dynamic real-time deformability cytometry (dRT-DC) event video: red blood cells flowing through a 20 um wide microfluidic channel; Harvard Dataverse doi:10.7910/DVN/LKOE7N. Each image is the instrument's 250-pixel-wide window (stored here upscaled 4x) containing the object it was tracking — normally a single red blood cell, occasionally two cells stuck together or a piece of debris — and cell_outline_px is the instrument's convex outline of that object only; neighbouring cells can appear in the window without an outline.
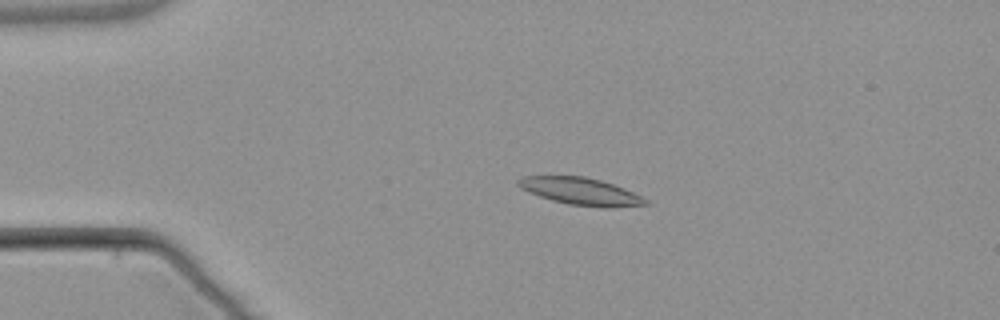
{"species": "common noctule bat (a hibernating species)", "species_latin": "Nyctalus noctula", "temperature_condition": "warm", "stored_images_in_passage": 4, "camera_frame_rate_fps": 3000, "um_per_image_px": 0.085, "animal": {"sex": "male", "body_mass_g": 21.5, "forearm_length_mm": 52.0}, "frame": {"image": 1, "passage_image": 3, "time_ms": 2.333, "image_size_px": [1000, 320], "cell_outline_px": [[652, 204], [612, 208], [604, 208], [568, 204], [552, 200], [528, 192], [520, 188], [516, 184], [516, 180], [524, 176], [584, 176], [600, 180], [624, 188], [648, 200]], "centroid_in_image_um": [49.36, 16.27], "position_along_channel_um": 35.6, "area_um2": 20.29}}